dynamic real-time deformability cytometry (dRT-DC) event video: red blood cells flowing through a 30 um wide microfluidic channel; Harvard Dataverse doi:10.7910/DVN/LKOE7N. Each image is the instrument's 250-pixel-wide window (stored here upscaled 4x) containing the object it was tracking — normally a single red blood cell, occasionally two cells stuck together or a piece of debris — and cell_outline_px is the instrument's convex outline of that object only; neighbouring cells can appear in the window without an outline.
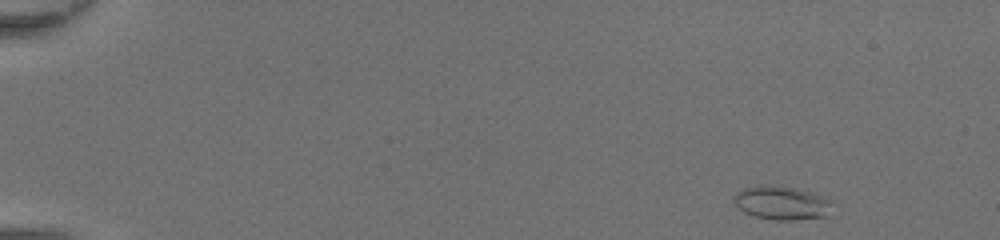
{"species": "common noctule bat (a hibernating species)", "species_latin": "Nyctalus noctula", "temperature_condition": "room temperature", "stored_images_in_passage": 45, "camera_frame_rate_fps": 3000, "um_per_image_px": 0.085, "animal": {"sex": "female", "body_mass_g": 20.0, "forearm_length_mm": 54.0}, "frame": {"image": 1, "passage_image": 2, "time_ms": 0.333, "image_size_px": [1000, 240], "cell_outline_px": [[836, 204], [832, 216], [792, 220], [776, 220], [756, 216], [744, 212], [732, 200], [736, 192], [744, 188], [760, 184], [768, 184], [796, 188], [812, 192], [824, 196], [832, 200]], "centroid_in_image_um": [66.56, 17.24], "position_along_channel_um": 18.4, "area_um2": 19.94}}
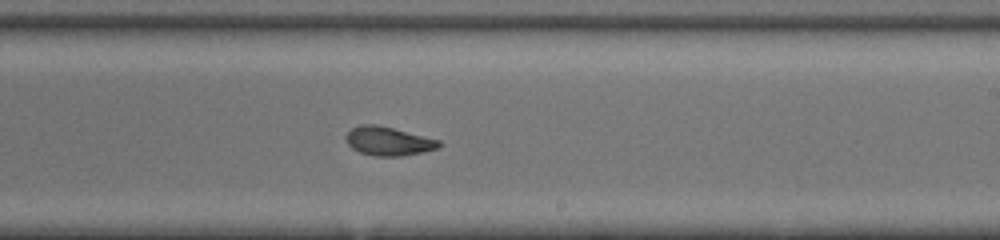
{"frame": {"image": 2, "passage_image": 28, "time_ms": 9.0, "image_size_px": [1000, 240], "cell_outline_px": [[444, 144], [436, 148], [420, 152], [400, 156], [376, 156], [360, 152], [352, 148], [348, 144], [344, 136], [352, 128], [360, 124], [376, 124], [440, 140]], "centroid_in_image_um": [32.99, 11.99], "position_along_channel_um": 256.0, "area_um2": 15.43}}
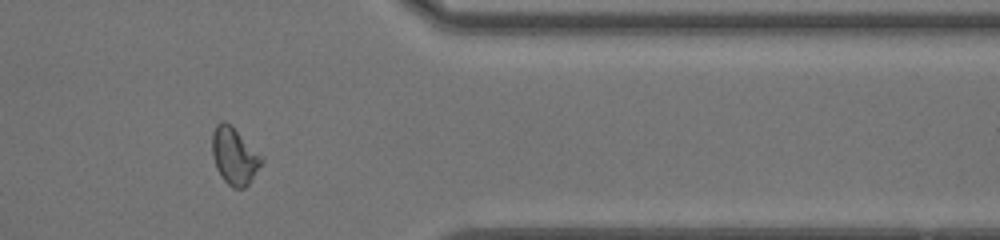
{"frame": {"image": 3, "passage_image": 38, "time_ms": 12.333, "image_size_px": [1000, 240], "cell_outline_px": [[264, 160], [248, 184], [244, 188], [232, 188], [220, 176], [216, 168], [212, 156], [212, 132], [216, 124], [220, 120], [224, 120], [232, 124], [264, 156]], "centroid_in_image_um": [19.92, 13.21], "position_along_channel_um": 391.5, "area_um2": 16.88}, "authors_computed_cell_mechanics": {"area_um2": 16.3574, "velocity_mm_per_s": 4.3825, "shape_relaxation_time_tau1_ms": 5.3016, "shape_relaxation_time_tau2_ms": 1.7807, "deformation_change_tau1": 0.1776, "deformation_change_tau2": 0.0755}}